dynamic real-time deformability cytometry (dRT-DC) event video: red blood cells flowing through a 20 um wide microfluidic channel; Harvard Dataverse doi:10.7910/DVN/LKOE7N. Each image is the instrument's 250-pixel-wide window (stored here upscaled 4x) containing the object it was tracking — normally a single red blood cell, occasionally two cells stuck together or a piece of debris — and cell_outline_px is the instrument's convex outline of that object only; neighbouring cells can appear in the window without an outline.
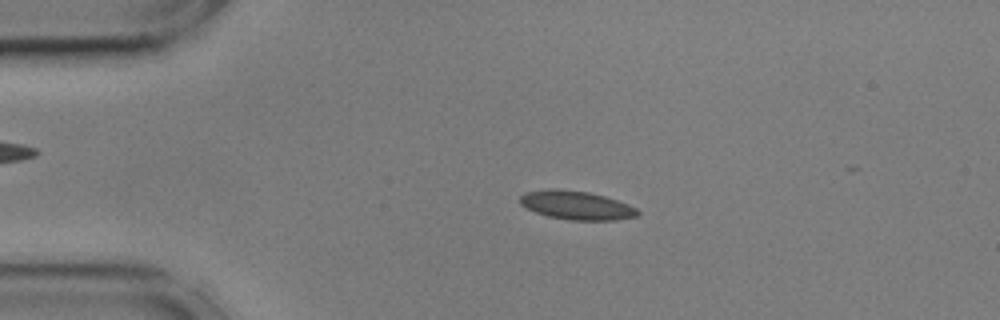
{"species": "common noctule bat (a hibernating species)", "species_latin": "Nyctalus noctula", "temperature_condition": "cold", "stored_images_in_passage": 53, "camera_frame_rate_fps": 3000, "um_per_image_px": 0.085, "animal": {"sex": "male", "body_mass_g": 17.9, "forearm_length_mm": 54.2}, "frame": {"image": 1, "passage_image": 11, "time_ms": 3.333, "image_size_px": [1000, 320], "cell_outline_px": [[640, 212], [636, 216], [616, 220], [568, 220], [548, 216], [536, 212], [520, 204], [520, 196], [524, 192], [548, 188], [556, 188], [588, 192], [604, 196], [628, 204], [636, 208]], "centroid_in_image_um": [48.97, 17.44], "position_along_channel_um": 36.0, "area_um2": 19.65}}
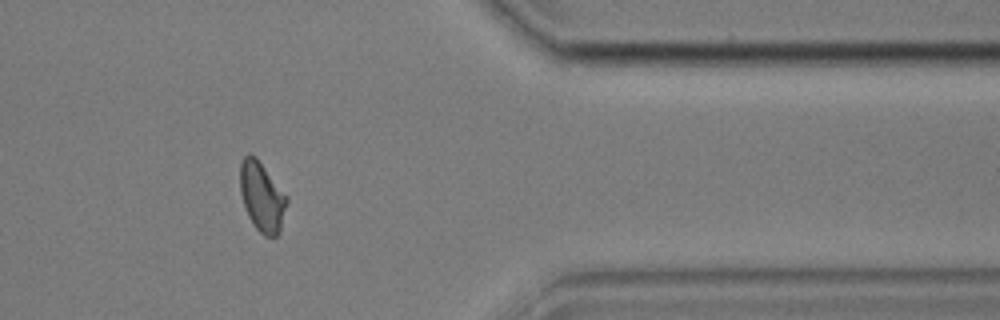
{"frame": {"image": 2, "passage_image": 45, "time_ms": 14.667, "image_size_px": [1000, 320], "cell_outline_px": [[288, 200], [280, 232], [276, 236], [264, 236], [252, 224], [248, 216], [240, 192], [240, 164], [244, 156], [248, 152], [256, 156], [288, 196]], "centroid_in_image_um": [22.27, 16.7], "position_along_channel_um": 389.1, "area_um2": 19.13}}
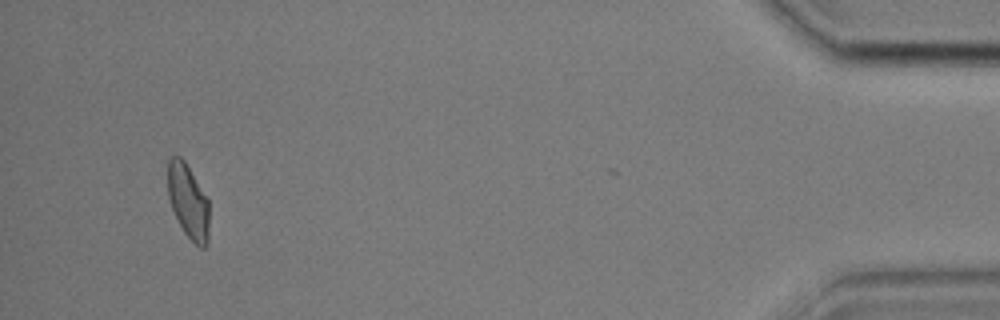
{"frame": {"image": 3, "passage_image": 52, "time_ms": 17.0, "image_size_px": [1000, 320], "cell_outline_px": [[208, 244], [204, 248], [200, 248], [184, 232], [172, 208], [168, 196], [168, 160], [172, 156], [180, 156], [184, 160], [208, 196]], "centroid_in_image_um": [16.01, 17.09], "position_along_channel_um": 419.2, "area_um2": 17.92}, "authors_computed_cell_mechanics": {"area_um2": 18.496, "velocity_mm_per_s": 3.5887, "shape_relaxation_time_tau1_ms": 6.1436, "shape_relaxation_time_tau2_ms": 1.5589, "deformation_change_tau1": 0.1474, "deformation_change_tau2": 0.0673}}